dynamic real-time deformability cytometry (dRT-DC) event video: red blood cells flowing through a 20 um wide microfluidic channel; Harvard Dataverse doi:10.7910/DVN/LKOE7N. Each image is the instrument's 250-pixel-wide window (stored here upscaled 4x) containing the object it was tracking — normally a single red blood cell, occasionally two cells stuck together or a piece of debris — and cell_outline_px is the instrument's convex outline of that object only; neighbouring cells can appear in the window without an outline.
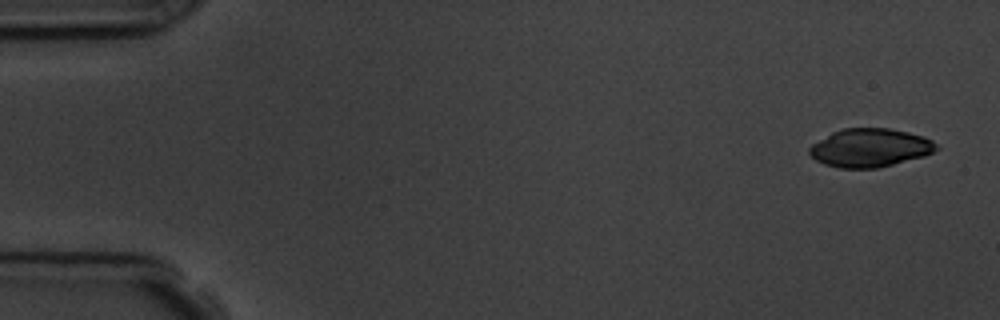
{"species": "common noctule bat (a hibernating species)", "species_latin": "Nyctalus noctula", "temperature_condition": "room temperature", "stored_images_in_passage": 4, "camera_frame_rate_fps": 3000, "um_per_image_px": 0.085, "animal": {"sex": "male", "body_mass_g": 19.5, "forearm_length_mm": 54.6}, "frame": {"image": 1, "passage_image": 1, "time_ms": 0.0, "image_size_px": [1000, 320], "cell_outline_px": [[940, 148], [924, 156], [880, 168], [840, 168], [824, 164], [816, 160], [808, 152], [808, 148], [812, 144], [832, 132], [844, 128], [888, 128], [908, 132], [924, 136], [932, 140]], "centroid_in_image_um": [73.96, 12.56], "position_along_channel_um": 11.0, "area_um2": 28.5}}